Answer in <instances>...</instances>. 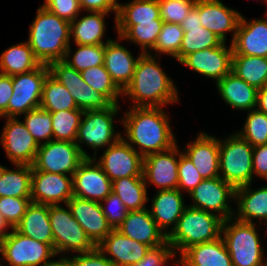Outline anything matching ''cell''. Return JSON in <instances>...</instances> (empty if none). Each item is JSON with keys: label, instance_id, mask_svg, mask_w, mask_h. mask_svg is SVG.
I'll list each match as a JSON object with an SVG mask.
<instances>
[{"label": "cell", "instance_id": "cell-19", "mask_svg": "<svg viewBox=\"0 0 267 266\" xmlns=\"http://www.w3.org/2000/svg\"><path fill=\"white\" fill-rule=\"evenodd\" d=\"M232 54V45L228 48L226 43L222 42L217 47L192 52L183 57L179 63L202 74V76L216 79L217 82L231 71Z\"/></svg>", "mask_w": 267, "mask_h": 266}, {"label": "cell", "instance_id": "cell-49", "mask_svg": "<svg viewBox=\"0 0 267 266\" xmlns=\"http://www.w3.org/2000/svg\"><path fill=\"white\" fill-rule=\"evenodd\" d=\"M178 176L177 189L180 192L187 191L188 194L203 181L192 161L183 152L179 156Z\"/></svg>", "mask_w": 267, "mask_h": 266}, {"label": "cell", "instance_id": "cell-60", "mask_svg": "<svg viewBox=\"0 0 267 266\" xmlns=\"http://www.w3.org/2000/svg\"><path fill=\"white\" fill-rule=\"evenodd\" d=\"M6 167L0 165V179Z\"/></svg>", "mask_w": 267, "mask_h": 266}, {"label": "cell", "instance_id": "cell-46", "mask_svg": "<svg viewBox=\"0 0 267 266\" xmlns=\"http://www.w3.org/2000/svg\"><path fill=\"white\" fill-rule=\"evenodd\" d=\"M183 37L184 30L181 24L163 22L156 45L152 50L156 53H164L176 58L180 52Z\"/></svg>", "mask_w": 267, "mask_h": 266}, {"label": "cell", "instance_id": "cell-31", "mask_svg": "<svg viewBox=\"0 0 267 266\" xmlns=\"http://www.w3.org/2000/svg\"><path fill=\"white\" fill-rule=\"evenodd\" d=\"M250 185L251 183L236 188L235 200L238 207L233 219L254 223L252 219L256 218L267 223V186L251 190Z\"/></svg>", "mask_w": 267, "mask_h": 266}, {"label": "cell", "instance_id": "cell-51", "mask_svg": "<svg viewBox=\"0 0 267 266\" xmlns=\"http://www.w3.org/2000/svg\"><path fill=\"white\" fill-rule=\"evenodd\" d=\"M59 18L72 22L81 10L79 0H45L42 5Z\"/></svg>", "mask_w": 267, "mask_h": 266}, {"label": "cell", "instance_id": "cell-48", "mask_svg": "<svg viewBox=\"0 0 267 266\" xmlns=\"http://www.w3.org/2000/svg\"><path fill=\"white\" fill-rule=\"evenodd\" d=\"M31 202V198L0 197V214L12 228H15Z\"/></svg>", "mask_w": 267, "mask_h": 266}, {"label": "cell", "instance_id": "cell-6", "mask_svg": "<svg viewBox=\"0 0 267 266\" xmlns=\"http://www.w3.org/2000/svg\"><path fill=\"white\" fill-rule=\"evenodd\" d=\"M252 157L253 146L237 133L219 140L220 177L235 188L252 183Z\"/></svg>", "mask_w": 267, "mask_h": 266}, {"label": "cell", "instance_id": "cell-11", "mask_svg": "<svg viewBox=\"0 0 267 266\" xmlns=\"http://www.w3.org/2000/svg\"><path fill=\"white\" fill-rule=\"evenodd\" d=\"M48 66L50 74L70 92L78 109L99 110L112 104L99 91L84 82L81 72L70 67L63 60L53 61Z\"/></svg>", "mask_w": 267, "mask_h": 266}, {"label": "cell", "instance_id": "cell-56", "mask_svg": "<svg viewBox=\"0 0 267 266\" xmlns=\"http://www.w3.org/2000/svg\"><path fill=\"white\" fill-rule=\"evenodd\" d=\"M117 0H79L81 10L88 12H114L117 15Z\"/></svg>", "mask_w": 267, "mask_h": 266}, {"label": "cell", "instance_id": "cell-8", "mask_svg": "<svg viewBox=\"0 0 267 266\" xmlns=\"http://www.w3.org/2000/svg\"><path fill=\"white\" fill-rule=\"evenodd\" d=\"M49 205V220L53 233V249L58 255L66 251L76 253L89 252L97 246L72 216L70 208Z\"/></svg>", "mask_w": 267, "mask_h": 266}, {"label": "cell", "instance_id": "cell-40", "mask_svg": "<svg viewBox=\"0 0 267 266\" xmlns=\"http://www.w3.org/2000/svg\"><path fill=\"white\" fill-rule=\"evenodd\" d=\"M40 108L48 112L78 109L70 92L50 73L43 83Z\"/></svg>", "mask_w": 267, "mask_h": 266}, {"label": "cell", "instance_id": "cell-32", "mask_svg": "<svg viewBox=\"0 0 267 266\" xmlns=\"http://www.w3.org/2000/svg\"><path fill=\"white\" fill-rule=\"evenodd\" d=\"M14 229L26 237L49 244L53 248L49 205L31 202L24 216Z\"/></svg>", "mask_w": 267, "mask_h": 266}, {"label": "cell", "instance_id": "cell-42", "mask_svg": "<svg viewBox=\"0 0 267 266\" xmlns=\"http://www.w3.org/2000/svg\"><path fill=\"white\" fill-rule=\"evenodd\" d=\"M84 82L99 91L112 104H118V97L122 90L112 80L104 65L88 68L81 72Z\"/></svg>", "mask_w": 267, "mask_h": 266}, {"label": "cell", "instance_id": "cell-37", "mask_svg": "<svg viewBox=\"0 0 267 266\" xmlns=\"http://www.w3.org/2000/svg\"><path fill=\"white\" fill-rule=\"evenodd\" d=\"M17 170L6 168L0 179V197L31 198L32 166L15 164Z\"/></svg>", "mask_w": 267, "mask_h": 266}, {"label": "cell", "instance_id": "cell-44", "mask_svg": "<svg viewBox=\"0 0 267 266\" xmlns=\"http://www.w3.org/2000/svg\"><path fill=\"white\" fill-rule=\"evenodd\" d=\"M24 124L38 145L53 140L52 119L50 112L37 108L24 114ZM45 140L43 143L42 140Z\"/></svg>", "mask_w": 267, "mask_h": 266}, {"label": "cell", "instance_id": "cell-17", "mask_svg": "<svg viewBox=\"0 0 267 266\" xmlns=\"http://www.w3.org/2000/svg\"><path fill=\"white\" fill-rule=\"evenodd\" d=\"M96 159L95 156L85 158L79 164L73 174V195L102 202L112 192V181L96 163Z\"/></svg>", "mask_w": 267, "mask_h": 266}, {"label": "cell", "instance_id": "cell-20", "mask_svg": "<svg viewBox=\"0 0 267 266\" xmlns=\"http://www.w3.org/2000/svg\"><path fill=\"white\" fill-rule=\"evenodd\" d=\"M66 205L96 246L113 230L102 212L100 202L72 196Z\"/></svg>", "mask_w": 267, "mask_h": 266}, {"label": "cell", "instance_id": "cell-4", "mask_svg": "<svg viewBox=\"0 0 267 266\" xmlns=\"http://www.w3.org/2000/svg\"><path fill=\"white\" fill-rule=\"evenodd\" d=\"M223 221L217 214L187 206L176 227L168 231L167 242L173 253L181 255L192 245L220 238Z\"/></svg>", "mask_w": 267, "mask_h": 266}, {"label": "cell", "instance_id": "cell-43", "mask_svg": "<svg viewBox=\"0 0 267 266\" xmlns=\"http://www.w3.org/2000/svg\"><path fill=\"white\" fill-rule=\"evenodd\" d=\"M78 48L70 58L71 46L69 45L63 61L70 67L82 72L88 68L104 65L105 44L77 45ZM70 58V59H69Z\"/></svg>", "mask_w": 267, "mask_h": 266}, {"label": "cell", "instance_id": "cell-50", "mask_svg": "<svg viewBox=\"0 0 267 266\" xmlns=\"http://www.w3.org/2000/svg\"><path fill=\"white\" fill-rule=\"evenodd\" d=\"M102 201L108 205L107 207H105V205L100 202L102 212L106 216L108 224L112 229H117L120 224L126 219V216L129 212L128 209L122 203L121 199L113 192H111Z\"/></svg>", "mask_w": 267, "mask_h": 266}, {"label": "cell", "instance_id": "cell-26", "mask_svg": "<svg viewBox=\"0 0 267 266\" xmlns=\"http://www.w3.org/2000/svg\"><path fill=\"white\" fill-rule=\"evenodd\" d=\"M200 19L199 0H196L195 6L181 23L184 37L176 60L180 61L183 57L195 51L217 47L223 42L214 33L202 27Z\"/></svg>", "mask_w": 267, "mask_h": 266}, {"label": "cell", "instance_id": "cell-34", "mask_svg": "<svg viewBox=\"0 0 267 266\" xmlns=\"http://www.w3.org/2000/svg\"><path fill=\"white\" fill-rule=\"evenodd\" d=\"M40 65L28 42L13 45L0 56V73L9 76L30 72Z\"/></svg>", "mask_w": 267, "mask_h": 266}, {"label": "cell", "instance_id": "cell-29", "mask_svg": "<svg viewBox=\"0 0 267 266\" xmlns=\"http://www.w3.org/2000/svg\"><path fill=\"white\" fill-rule=\"evenodd\" d=\"M182 193L178 189L158 190L152 200L150 214L158 227L168 235L166 228L170 225L171 231L176 227L179 218L185 209Z\"/></svg>", "mask_w": 267, "mask_h": 266}, {"label": "cell", "instance_id": "cell-25", "mask_svg": "<svg viewBox=\"0 0 267 266\" xmlns=\"http://www.w3.org/2000/svg\"><path fill=\"white\" fill-rule=\"evenodd\" d=\"M183 153L192 161L203 180L220 177L219 140L214 136L201 132Z\"/></svg>", "mask_w": 267, "mask_h": 266}, {"label": "cell", "instance_id": "cell-52", "mask_svg": "<svg viewBox=\"0 0 267 266\" xmlns=\"http://www.w3.org/2000/svg\"><path fill=\"white\" fill-rule=\"evenodd\" d=\"M176 256L169 243L150 248L145 257L134 266H165L169 258Z\"/></svg>", "mask_w": 267, "mask_h": 266}, {"label": "cell", "instance_id": "cell-58", "mask_svg": "<svg viewBox=\"0 0 267 266\" xmlns=\"http://www.w3.org/2000/svg\"><path fill=\"white\" fill-rule=\"evenodd\" d=\"M46 266H74L72 260L70 257H62L59 260H52L50 263H48Z\"/></svg>", "mask_w": 267, "mask_h": 266}, {"label": "cell", "instance_id": "cell-30", "mask_svg": "<svg viewBox=\"0 0 267 266\" xmlns=\"http://www.w3.org/2000/svg\"><path fill=\"white\" fill-rule=\"evenodd\" d=\"M217 90L223 100L235 109L252 110L257 106V89L230 71L216 82Z\"/></svg>", "mask_w": 267, "mask_h": 266}, {"label": "cell", "instance_id": "cell-38", "mask_svg": "<svg viewBox=\"0 0 267 266\" xmlns=\"http://www.w3.org/2000/svg\"><path fill=\"white\" fill-rule=\"evenodd\" d=\"M156 19H161L158 0H133L125 5L118 3L115 25H137Z\"/></svg>", "mask_w": 267, "mask_h": 266}, {"label": "cell", "instance_id": "cell-1", "mask_svg": "<svg viewBox=\"0 0 267 266\" xmlns=\"http://www.w3.org/2000/svg\"><path fill=\"white\" fill-rule=\"evenodd\" d=\"M122 122L126 129V142L131 146L136 144L139 147L137 152L143 158L177 144L163 107H132Z\"/></svg>", "mask_w": 267, "mask_h": 266}, {"label": "cell", "instance_id": "cell-18", "mask_svg": "<svg viewBox=\"0 0 267 266\" xmlns=\"http://www.w3.org/2000/svg\"><path fill=\"white\" fill-rule=\"evenodd\" d=\"M178 149L176 144L168 150L152 153L143 158V177L146 184H155L159 190L177 189L180 156Z\"/></svg>", "mask_w": 267, "mask_h": 266}, {"label": "cell", "instance_id": "cell-33", "mask_svg": "<svg viewBox=\"0 0 267 266\" xmlns=\"http://www.w3.org/2000/svg\"><path fill=\"white\" fill-rule=\"evenodd\" d=\"M91 13V14H90ZM104 12H89L87 15L70 22V36L73 37L77 45H100L106 44L112 39L103 42L105 33V16Z\"/></svg>", "mask_w": 267, "mask_h": 266}, {"label": "cell", "instance_id": "cell-22", "mask_svg": "<svg viewBox=\"0 0 267 266\" xmlns=\"http://www.w3.org/2000/svg\"><path fill=\"white\" fill-rule=\"evenodd\" d=\"M113 266H134L145 257L150 247L113 229L97 246Z\"/></svg>", "mask_w": 267, "mask_h": 266}, {"label": "cell", "instance_id": "cell-28", "mask_svg": "<svg viewBox=\"0 0 267 266\" xmlns=\"http://www.w3.org/2000/svg\"><path fill=\"white\" fill-rule=\"evenodd\" d=\"M175 264L181 266H233L222 237L186 249Z\"/></svg>", "mask_w": 267, "mask_h": 266}, {"label": "cell", "instance_id": "cell-2", "mask_svg": "<svg viewBox=\"0 0 267 266\" xmlns=\"http://www.w3.org/2000/svg\"><path fill=\"white\" fill-rule=\"evenodd\" d=\"M134 101L132 107H163L178 102L174 82L150 53H143L136 64L131 82L122 91Z\"/></svg>", "mask_w": 267, "mask_h": 266}, {"label": "cell", "instance_id": "cell-45", "mask_svg": "<svg viewBox=\"0 0 267 266\" xmlns=\"http://www.w3.org/2000/svg\"><path fill=\"white\" fill-rule=\"evenodd\" d=\"M246 119L242 131L237 134L253 147L267 144V115L252 109Z\"/></svg>", "mask_w": 267, "mask_h": 266}, {"label": "cell", "instance_id": "cell-39", "mask_svg": "<svg viewBox=\"0 0 267 266\" xmlns=\"http://www.w3.org/2000/svg\"><path fill=\"white\" fill-rule=\"evenodd\" d=\"M163 21L140 22L137 25H116L119 40L126 39L141 46L143 53H148L147 49H153L159 33L161 32Z\"/></svg>", "mask_w": 267, "mask_h": 266}, {"label": "cell", "instance_id": "cell-35", "mask_svg": "<svg viewBox=\"0 0 267 266\" xmlns=\"http://www.w3.org/2000/svg\"><path fill=\"white\" fill-rule=\"evenodd\" d=\"M231 71L257 90L267 86V57L232 55Z\"/></svg>", "mask_w": 267, "mask_h": 266}, {"label": "cell", "instance_id": "cell-7", "mask_svg": "<svg viewBox=\"0 0 267 266\" xmlns=\"http://www.w3.org/2000/svg\"><path fill=\"white\" fill-rule=\"evenodd\" d=\"M118 106V104H111L105 109L83 112L84 118L81 119L75 142L85 158H91V156L80 144L85 143L92 147L95 150L94 155H96L97 148L108 147L122 137L120 133L114 131L113 118L119 111Z\"/></svg>", "mask_w": 267, "mask_h": 266}, {"label": "cell", "instance_id": "cell-24", "mask_svg": "<svg viewBox=\"0 0 267 266\" xmlns=\"http://www.w3.org/2000/svg\"><path fill=\"white\" fill-rule=\"evenodd\" d=\"M231 45L232 55L267 57V19H255L247 22L241 16Z\"/></svg>", "mask_w": 267, "mask_h": 266}, {"label": "cell", "instance_id": "cell-36", "mask_svg": "<svg viewBox=\"0 0 267 266\" xmlns=\"http://www.w3.org/2000/svg\"><path fill=\"white\" fill-rule=\"evenodd\" d=\"M112 192L116 194L128 211L146 209L147 188L144 177H125L112 182Z\"/></svg>", "mask_w": 267, "mask_h": 266}, {"label": "cell", "instance_id": "cell-47", "mask_svg": "<svg viewBox=\"0 0 267 266\" xmlns=\"http://www.w3.org/2000/svg\"><path fill=\"white\" fill-rule=\"evenodd\" d=\"M196 0H158L160 18L163 22L181 24Z\"/></svg>", "mask_w": 267, "mask_h": 266}, {"label": "cell", "instance_id": "cell-9", "mask_svg": "<svg viewBox=\"0 0 267 266\" xmlns=\"http://www.w3.org/2000/svg\"><path fill=\"white\" fill-rule=\"evenodd\" d=\"M0 253L8 266H46L56 256L49 244L26 237L14 228L0 240Z\"/></svg>", "mask_w": 267, "mask_h": 266}, {"label": "cell", "instance_id": "cell-5", "mask_svg": "<svg viewBox=\"0 0 267 266\" xmlns=\"http://www.w3.org/2000/svg\"><path fill=\"white\" fill-rule=\"evenodd\" d=\"M232 220L233 217L223 221L221 237L233 266H267L255 224L236 219L231 223Z\"/></svg>", "mask_w": 267, "mask_h": 266}, {"label": "cell", "instance_id": "cell-54", "mask_svg": "<svg viewBox=\"0 0 267 266\" xmlns=\"http://www.w3.org/2000/svg\"><path fill=\"white\" fill-rule=\"evenodd\" d=\"M253 172L267 181V144L253 147Z\"/></svg>", "mask_w": 267, "mask_h": 266}, {"label": "cell", "instance_id": "cell-23", "mask_svg": "<svg viewBox=\"0 0 267 266\" xmlns=\"http://www.w3.org/2000/svg\"><path fill=\"white\" fill-rule=\"evenodd\" d=\"M117 230L150 248L167 243V235L158 227L147 208L140 211H129Z\"/></svg>", "mask_w": 267, "mask_h": 266}, {"label": "cell", "instance_id": "cell-12", "mask_svg": "<svg viewBox=\"0 0 267 266\" xmlns=\"http://www.w3.org/2000/svg\"><path fill=\"white\" fill-rule=\"evenodd\" d=\"M84 159L76 142L53 139L39 145L32 166L38 171L73 176Z\"/></svg>", "mask_w": 267, "mask_h": 266}, {"label": "cell", "instance_id": "cell-13", "mask_svg": "<svg viewBox=\"0 0 267 266\" xmlns=\"http://www.w3.org/2000/svg\"><path fill=\"white\" fill-rule=\"evenodd\" d=\"M235 191L236 188L221 177L204 179L189 194L194 200V203L189 206L214 214L218 212L217 215L220 218L227 220L236 214L229 204V200H235Z\"/></svg>", "mask_w": 267, "mask_h": 266}, {"label": "cell", "instance_id": "cell-53", "mask_svg": "<svg viewBox=\"0 0 267 266\" xmlns=\"http://www.w3.org/2000/svg\"><path fill=\"white\" fill-rule=\"evenodd\" d=\"M74 266H113L107 255L97 247L89 252L79 253L70 257Z\"/></svg>", "mask_w": 267, "mask_h": 266}, {"label": "cell", "instance_id": "cell-21", "mask_svg": "<svg viewBox=\"0 0 267 266\" xmlns=\"http://www.w3.org/2000/svg\"><path fill=\"white\" fill-rule=\"evenodd\" d=\"M241 14L226 7L220 0H199V17L202 27L226 42V33L233 32L232 41L241 19Z\"/></svg>", "mask_w": 267, "mask_h": 266}, {"label": "cell", "instance_id": "cell-59", "mask_svg": "<svg viewBox=\"0 0 267 266\" xmlns=\"http://www.w3.org/2000/svg\"><path fill=\"white\" fill-rule=\"evenodd\" d=\"M7 228L12 229V227L7 223L5 218L0 214V240L4 239L10 233L5 232Z\"/></svg>", "mask_w": 267, "mask_h": 266}, {"label": "cell", "instance_id": "cell-15", "mask_svg": "<svg viewBox=\"0 0 267 266\" xmlns=\"http://www.w3.org/2000/svg\"><path fill=\"white\" fill-rule=\"evenodd\" d=\"M0 142L8 159L14 165H33L39 145L27 130L24 122L19 121L16 117H6Z\"/></svg>", "mask_w": 267, "mask_h": 266}, {"label": "cell", "instance_id": "cell-27", "mask_svg": "<svg viewBox=\"0 0 267 266\" xmlns=\"http://www.w3.org/2000/svg\"><path fill=\"white\" fill-rule=\"evenodd\" d=\"M132 54L116 40L105 44L104 66L115 84L123 91L131 82L139 57Z\"/></svg>", "mask_w": 267, "mask_h": 266}, {"label": "cell", "instance_id": "cell-57", "mask_svg": "<svg viewBox=\"0 0 267 266\" xmlns=\"http://www.w3.org/2000/svg\"><path fill=\"white\" fill-rule=\"evenodd\" d=\"M257 110L267 115V86L257 91Z\"/></svg>", "mask_w": 267, "mask_h": 266}, {"label": "cell", "instance_id": "cell-16", "mask_svg": "<svg viewBox=\"0 0 267 266\" xmlns=\"http://www.w3.org/2000/svg\"><path fill=\"white\" fill-rule=\"evenodd\" d=\"M73 195V176L38 171L32 166L31 201L43 205H65Z\"/></svg>", "mask_w": 267, "mask_h": 266}, {"label": "cell", "instance_id": "cell-10", "mask_svg": "<svg viewBox=\"0 0 267 266\" xmlns=\"http://www.w3.org/2000/svg\"><path fill=\"white\" fill-rule=\"evenodd\" d=\"M49 73V66L41 64L30 72L12 76L13 95L8 103V117L18 118L40 108L43 83Z\"/></svg>", "mask_w": 267, "mask_h": 266}, {"label": "cell", "instance_id": "cell-14", "mask_svg": "<svg viewBox=\"0 0 267 266\" xmlns=\"http://www.w3.org/2000/svg\"><path fill=\"white\" fill-rule=\"evenodd\" d=\"M98 164L112 182L125 177H143V157L123 136L105 149Z\"/></svg>", "mask_w": 267, "mask_h": 266}, {"label": "cell", "instance_id": "cell-55", "mask_svg": "<svg viewBox=\"0 0 267 266\" xmlns=\"http://www.w3.org/2000/svg\"><path fill=\"white\" fill-rule=\"evenodd\" d=\"M12 95V76L0 73V117H8V103Z\"/></svg>", "mask_w": 267, "mask_h": 266}, {"label": "cell", "instance_id": "cell-41", "mask_svg": "<svg viewBox=\"0 0 267 266\" xmlns=\"http://www.w3.org/2000/svg\"><path fill=\"white\" fill-rule=\"evenodd\" d=\"M83 112L80 109L50 112L54 140L75 142Z\"/></svg>", "mask_w": 267, "mask_h": 266}, {"label": "cell", "instance_id": "cell-3", "mask_svg": "<svg viewBox=\"0 0 267 266\" xmlns=\"http://www.w3.org/2000/svg\"><path fill=\"white\" fill-rule=\"evenodd\" d=\"M70 22L42 5L29 29L28 44L41 64L63 60L70 44Z\"/></svg>", "mask_w": 267, "mask_h": 266}]
</instances>
